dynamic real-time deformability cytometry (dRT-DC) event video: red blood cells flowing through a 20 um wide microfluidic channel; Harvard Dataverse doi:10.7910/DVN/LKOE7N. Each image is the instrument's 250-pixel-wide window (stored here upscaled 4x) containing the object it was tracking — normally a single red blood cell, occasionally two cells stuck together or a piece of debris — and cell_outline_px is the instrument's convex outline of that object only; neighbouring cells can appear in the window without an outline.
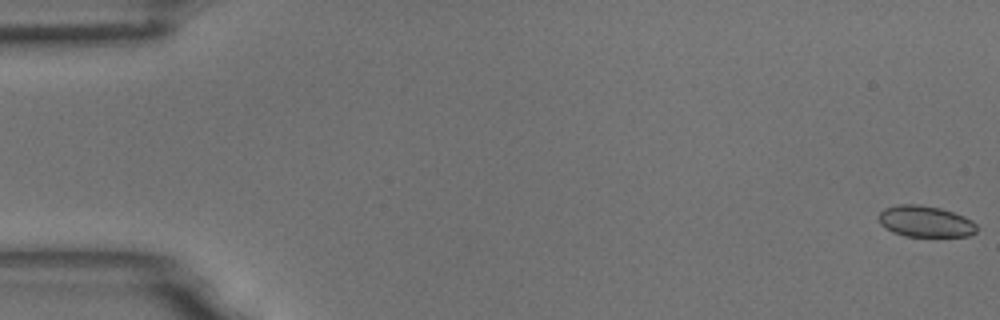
{"species": "common noctule bat (a hibernating species)", "species_latin": "Nyctalus noctula", "temperature_condition": "room temperature", "stored_images_in_passage": 6, "camera_frame_rate_fps": 3000, "um_per_image_px": 0.085, "animal": {"sex": "male", "body_mass_g": 18.8}, "frame": {"image": 1, "passage_image": 1, "time_ms": 0.0, "image_size_px": [1000, 320], "cell_outline_px": [[976, 232], [968, 236], [904, 236], [892, 232], [880, 224], [876, 216], [884, 208], [896, 204], [920, 204], [940, 208], [964, 216], [972, 220], [976, 224]], "centroid_in_image_um": [78.61, 18.81], "position_along_channel_um": 6.4, "area_um2": 18.03}}
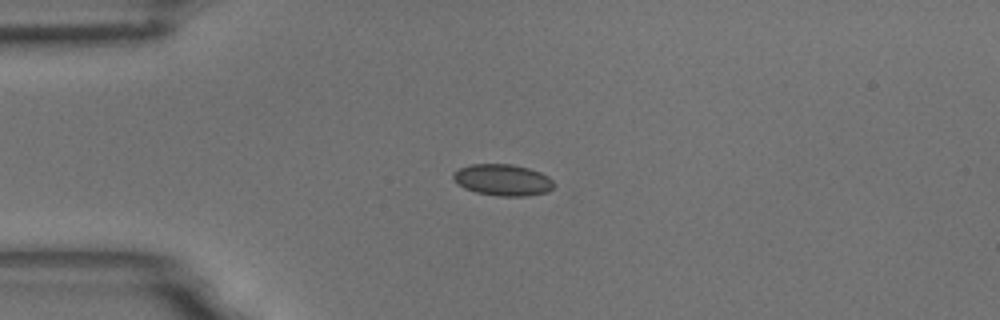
{"frame": {"image": 2, "passage_image": 5, "time_ms": 1.333, "image_size_px": [1000, 320], "cell_outline_px": [[556, 184], [548, 192], [528, 196], [500, 196], [476, 192], [464, 188], [452, 176], [452, 172], [460, 168], [472, 164], [512, 164], [528, 168], [540, 172], [548, 176]], "centroid_in_image_um": [42.77, 15.29], "position_along_channel_um": 42.2, "area_um2": 18.44}}